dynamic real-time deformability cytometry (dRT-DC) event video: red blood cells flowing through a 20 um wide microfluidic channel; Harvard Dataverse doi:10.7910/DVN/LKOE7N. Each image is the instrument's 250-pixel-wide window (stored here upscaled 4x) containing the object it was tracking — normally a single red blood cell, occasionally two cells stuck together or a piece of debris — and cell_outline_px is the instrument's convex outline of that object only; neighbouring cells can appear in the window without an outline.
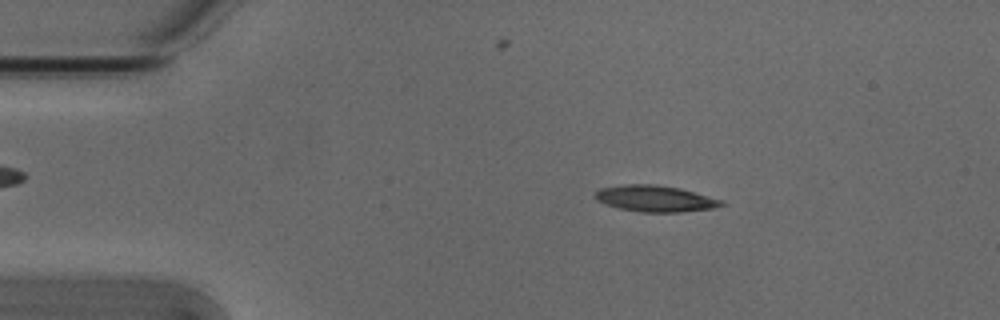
{"species": "Egyptian fruit bat (a non-hibernating species)", "species_latin": "Rousettus aegyptiacus", "temperature_condition": "cold", "stored_images_in_passage": 46, "camera_frame_rate_fps": 3000, "um_per_image_px": 0.085, "animal": {"sex": "male"}, "frame": {"image": 1, "passage_image": 2, "time_ms": 0.333, "image_size_px": [1000, 320], "cell_outline_px": [[724, 204], [712, 208], [680, 212], [640, 212], [620, 208], [596, 200], [592, 196], [600, 188], [624, 184], [652, 184], [680, 188], [724, 200]], "centroid_in_image_um": [55.68, 16.87], "position_along_channel_um": 29.3, "area_um2": 19.25}}
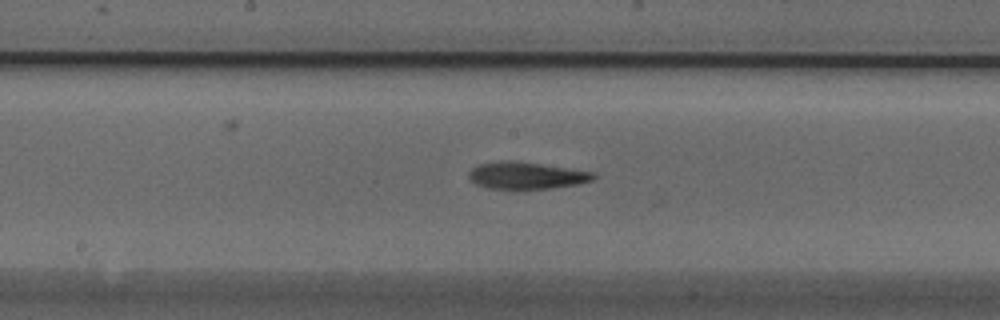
{"frame": {"image": 2, "passage_image": 20, "time_ms": 6.333, "image_size_px": [1000, 320], "cell_outline_px": [[596, 176], [592, 180], [576, 184], [552, 188], [516, 192], [488, 188], [476, 184], [468, 176], [468, 172], [472, 168], [480, 164], [500, 160], [512, 160], [596, 172]], "centroid_in_image_um": [44.71, 14.96], "position_along_channel_um": 203.5, "area_um2": 20.29}}
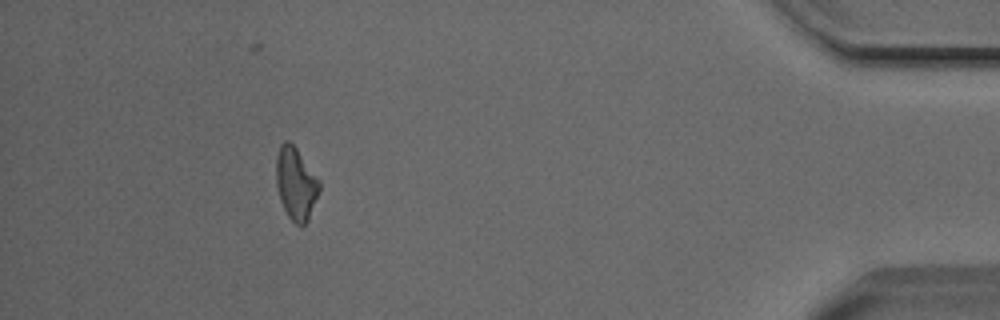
{"frame": {"image": 3, "passage_image": 41, "time_ms": 13.333, "image_size_px": [1000, 320], "cell_outline_px": [[320, 188], [308, 220], [300, 228], [288, 216], [280, 200], [276, 184], [276, 156], [280, 144], [284, 140], [288, 140], [296, 148], [320, 180]], "centroid_in_image_um": [25.14, 15.59], "position_along_channel_um": 410.1, "area_um2": 18.21}, "authors_computed_cell_mechanics": {"area_um2": 19.363, "velocity_mm_per_s": 3.8178, "shape_relaxation_time_tau1_ms": 6.5819, "shape_relaxation_time_tau2_ms": null, "deformation_change_tau1": 0.1859, "deformation_change_tau2": null}}